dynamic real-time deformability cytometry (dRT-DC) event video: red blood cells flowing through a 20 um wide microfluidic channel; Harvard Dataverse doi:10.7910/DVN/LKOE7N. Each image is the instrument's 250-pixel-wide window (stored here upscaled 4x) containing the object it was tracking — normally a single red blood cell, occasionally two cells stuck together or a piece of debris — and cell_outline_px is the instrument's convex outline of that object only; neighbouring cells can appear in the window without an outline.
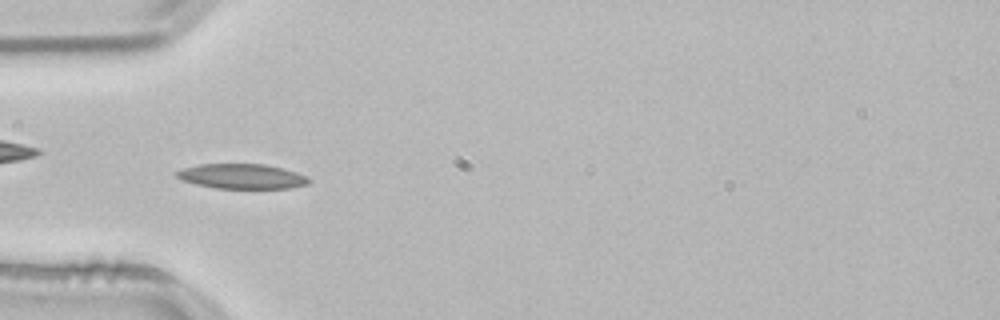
{"species": "common noctule bat (a hibernating species)", "species_latin": "Nyctalus noctula", "temperature_condition": "room temperature", "stored_images_in_passage": 53, "camera_frame_rate_fps": 3000, "um_per_image_px": 0.085, "animal": {"sex": "male", "body_mass_g": 21.5, "forearm_length_mm": 52.0}, "frame": {"image": 1, "passage_image": 16, "time_ms": 5.0, "image_size_px": [1000, 320], "cell_outline_px": [[312, 180], [308, 184], [292, 188], [216, 188], [196, 184], [180, 180], [176, 176], [176, 172], [184, 168], [200, 164], [264, 164], [284, 168], [308, 176]], "centroid_in_image_um": [20.6, 14.99], "position_along_channel_um": 64.4, "area_um2": 19.25}, "authors_computed_cell_mechanics": {"area_um2": 18.3226, "velocity_mm_per_s": 3.8052, "shape_relaxation_time_tau1_ms": 6.1822, "shape_relaxation_time_tau2_ms": 4.0182, "deformation_change_tau1": 0.1607, "deformation_change_tau2": 0.0944}}